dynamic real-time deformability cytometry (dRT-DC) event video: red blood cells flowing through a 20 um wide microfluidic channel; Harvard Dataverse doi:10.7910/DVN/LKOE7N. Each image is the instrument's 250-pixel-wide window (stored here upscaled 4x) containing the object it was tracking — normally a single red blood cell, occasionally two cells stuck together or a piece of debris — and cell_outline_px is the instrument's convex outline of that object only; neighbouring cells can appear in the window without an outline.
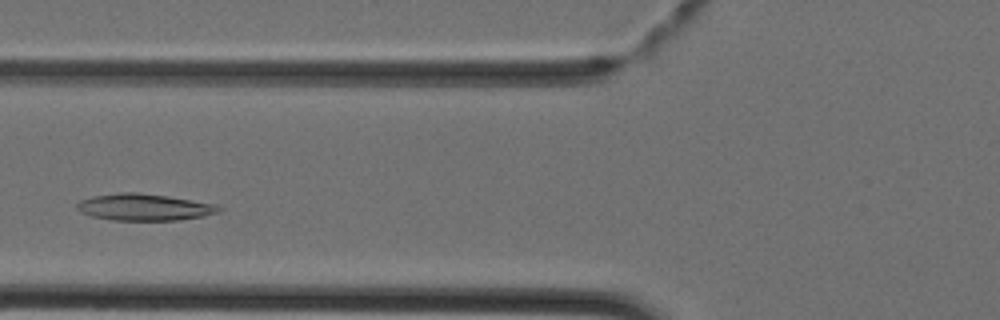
{"species": "Egyptian fruit bat (a non-hibernating species)", "species_latin": "Rousettus aegyptiacus", "temperature_condition": "cold", "stored_images_in_passage": 34, "camera_frame_rate_fps": 3000, "um_per_image_px": 0.085, "animal": {"sex": "female"}, "frame": {"image": 1, "passage_image": 7, "time_ms": 2.0, "image_size_px": [1000, 320], "cell_outline_px": [[224, 208], [220, 212], [204, 216], [180, 220], [112, 220], [92, 216], [80, 212], [76, 208], [76, 204], [80, 200], [92, 196], [120, 192], [136, 192], [168, 196], [216, 204]], "centroid_in_image_um": [12.27, 17.61], "position_along_channel_um": 113.5, "area_um2": 22.25}}
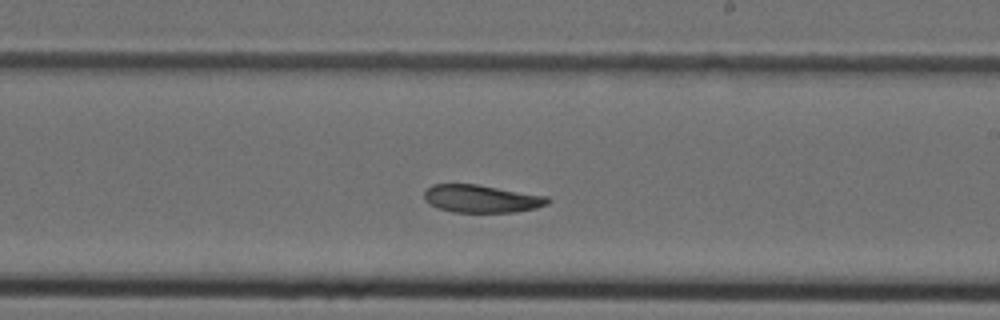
{"frame": {"image": 2, "passage_image": 16, "time_ms": 5.0, "image_size_px": [1000, 320], "cell_outline_px": [[552, 200], [548, 204], [536, 208], [512, 212], [452, 212], [436, 208], [428, 204], [424, 200], [424, 192], [432, 184], [476, 184], [548, 196]], "centroid_in_image_um": [40.91, 16.89], "position_along_channel_um": 248.1, "area_um2": 20.11}}
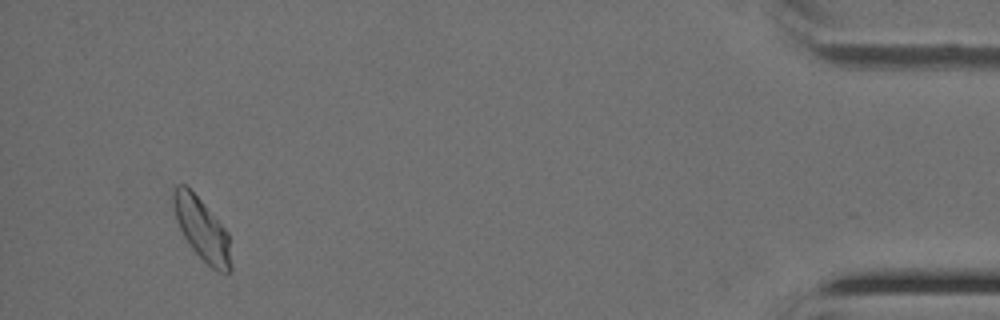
{"frame": {"image": 3, "passage_image": 32, "time_ms": 10.333, "image_size_px": [1000, 320], "cell_outline_px": [[232, 268], [228, 276], [216, 272], [192, 248], [184, 236], [176, 220], [172, 204], [172, 192], [176, 184], [184, 184], [200, 200], [228, 232], [232, 264]], "centroid_in_image_um": [17.18, 19.53], "position_along_channel_um": 418.0, "area_um2": 20.87}}